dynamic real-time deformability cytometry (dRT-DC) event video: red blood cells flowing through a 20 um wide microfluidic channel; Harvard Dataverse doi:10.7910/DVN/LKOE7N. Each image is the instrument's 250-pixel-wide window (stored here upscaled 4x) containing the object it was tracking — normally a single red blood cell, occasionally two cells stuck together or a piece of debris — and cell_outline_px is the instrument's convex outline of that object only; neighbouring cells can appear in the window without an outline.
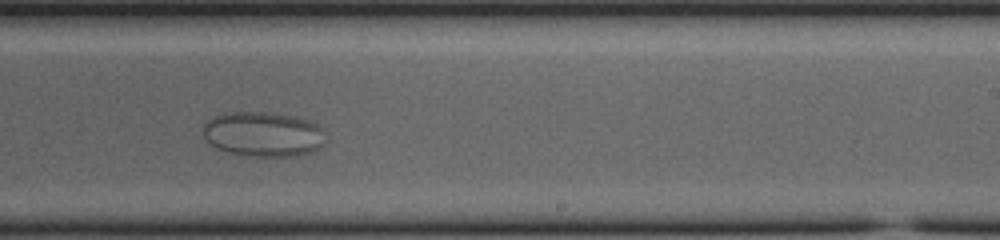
{"species": "common noctule bat (a hibernating species)", "species_latin": "Nyctalus noctula", "temperature_condition": "cold", "stored_images_in_passage": 51, "camera_frame_rate_fps": 3000, "um_per_image_px": 0.085, "animal": {"sex": "female", "body_mass_g": 23.0, "forearm_length_mm": 53.4}, "frame": {"image": 1, "passage_image": 29, "time_ms": 9.333, "image_size_px": [1000, 240], "cell_outline_px": [[324, 144], [320, 148], [312, 152], [296, 156], [240, 156], [224, 152], [208, 144], [204, 140], [200, 132], [204, 124], [212, 116], [232, 112], [272, 112], [292, 116], [308, 120], [324, 128]], "centroid_in_image_um": [22.32, 11.42], "position_along_channel_um": 266.7, "area_um2": 32.83}}